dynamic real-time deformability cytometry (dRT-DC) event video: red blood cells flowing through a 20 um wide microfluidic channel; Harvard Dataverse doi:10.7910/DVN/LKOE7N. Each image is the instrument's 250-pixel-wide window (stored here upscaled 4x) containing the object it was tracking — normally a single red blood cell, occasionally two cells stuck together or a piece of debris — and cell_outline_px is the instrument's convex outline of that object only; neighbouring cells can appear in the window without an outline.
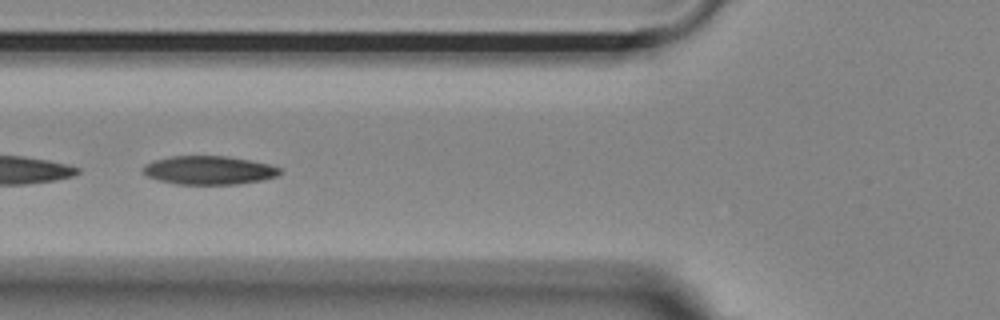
{"species": "Egyptian fruit bat (a non-hibernating species)", "species_latin": "Rousettus aegyptiacus", "temperature_condition": "room temperature", "stored_images_in_passage": 26, "camera_frame_rate_fps": 3000, "um_per_image_px": 0.085, "animal": {"sex": "female"}, "frame": {"image": 1, "passage_image": 15, "time_ms": 4.667, "image_size_px": [1000, 320], "cell_outline_px": [[280, 172], [276, 176], [260, 180], [236, 184], [176, 184], [160, 180], [148, 176], [144, 172], [144, 164], [152, 160], [172, 156], [228, 156], [268, 164], [280, 168]], "centroid_in_image_um": [17.73, 14.46], "position_along_channel_um": 108.1, "area_um2": 22.48}}